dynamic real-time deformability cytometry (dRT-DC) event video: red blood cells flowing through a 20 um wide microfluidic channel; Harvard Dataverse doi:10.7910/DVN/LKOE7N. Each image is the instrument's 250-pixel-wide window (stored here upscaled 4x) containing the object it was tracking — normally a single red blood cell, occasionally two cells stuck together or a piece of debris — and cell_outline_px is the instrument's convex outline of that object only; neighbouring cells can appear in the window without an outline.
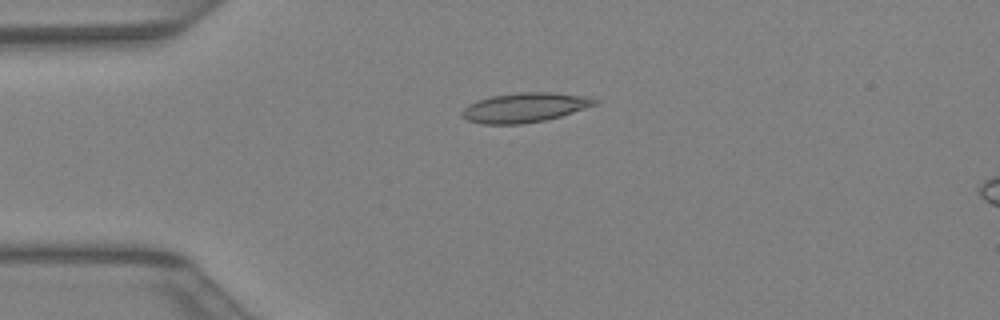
{"species": "Egyptian fruit bat (a non-hibernating species)", "species_latin": "Rousettus aegyptiacus", "temperature_condition": "warm", "stored_images_in_passage": 41, "camera_frame_rate_fps": 3000, "um_per_image_px": 0.085, "animal": {"sex": "female"}, "frame": {"image": 1, "passage_image": 10, "time_ms": 3.0, "image_size_px": [1000, 320], "cell_outline_px": [[600, 100], [596, 104], [560, 116], [544, 120], [524, 124], [484, 124], [468, 120], [460, 116], [460, 112], [468, 104], [476, 100], [492, 96], [520, 92], [552, 92], [588, 96]], "centroid_in_image_um": [44.58, 9.13], "position_along_channel_um": 40.4, "area_um2": 22.89}}
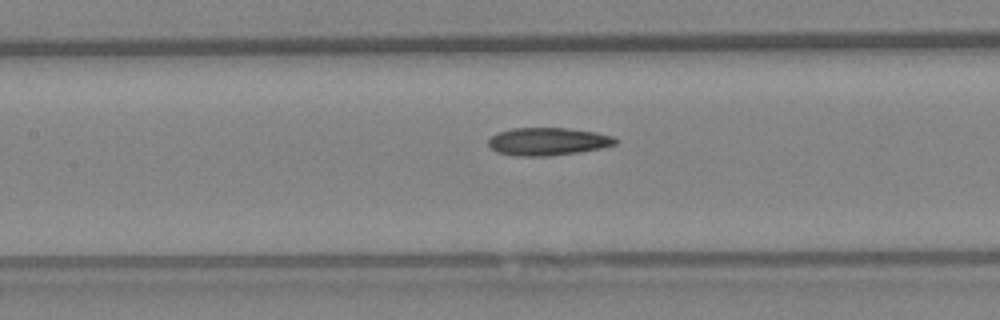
{"frame": {"image": 2, "passage_image": 19, "time_ms": 6.0, "image_size_px": [1000, 320], "cell_outline_px": [[620, 140], [616, 144], [600, 148], [580, 152], [548, 156], [520, 156], [496, 152], [488, 144], [488, 140], [492, 136], [500, 132], [512, 128], [568, 128], [596, 132], [612, 136]], "centroid_in_image_um": [46.6, 12.02], "position_along_channel_um": 160.8, "area_um2": 20.52}}
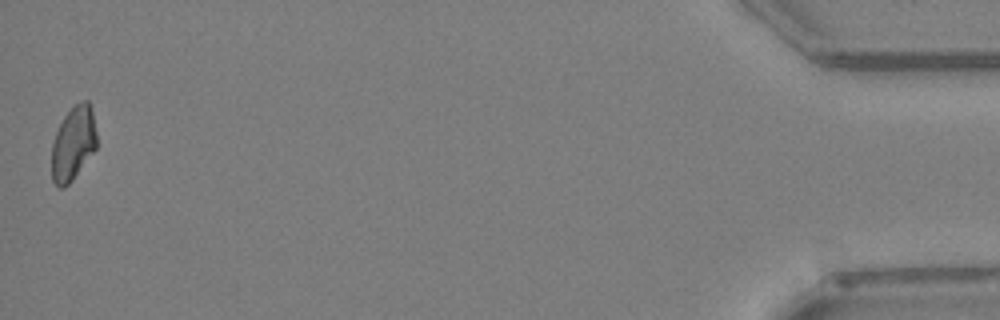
{"frame": {"image": 3, "passage_image": 41, "time_ms": 13.333, "image_size_px": [1000, 320], "cell_outline_px": [[96, 148], [72, 180], [64, 188], [60, 188], [52, 180], [52, 144], [56, 132], [64, 116], [76, 104], [84, 100], [88, 100], [92, 112], [96, 132]], "centroid_in_image_um": [6.21, 12.2], "position_along_channel_um": 429.0, "area_um2": 19.07}}